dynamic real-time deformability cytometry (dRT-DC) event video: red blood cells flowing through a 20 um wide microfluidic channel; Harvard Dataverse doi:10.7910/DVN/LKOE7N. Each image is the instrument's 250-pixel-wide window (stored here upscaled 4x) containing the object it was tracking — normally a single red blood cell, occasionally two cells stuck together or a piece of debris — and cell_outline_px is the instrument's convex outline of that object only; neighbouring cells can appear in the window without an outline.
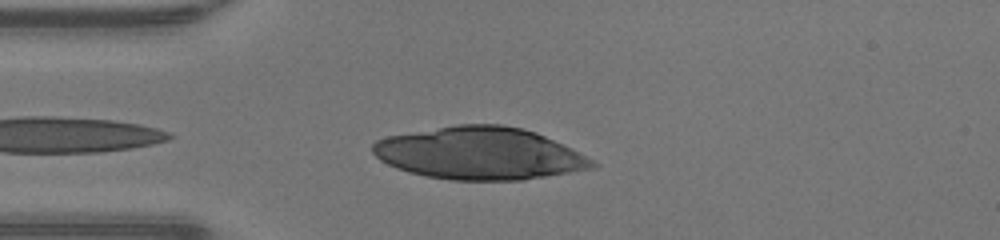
{"species": "human", "species_latin": "Homo sapiens", "temperature_condition": "warm", "stored_images_in_passage": 33, "camera_frame_rate_fps": 3000, "um_per_image_px": 0.085, "donor": {"sex": "male"}, "frame": {"image": 1, "passage_image": 2, "time_ms": 0.333, "image_size_px": [1000, 240], "cell_outline_px": [[600, 164], [596, 168], [524, 180], [448, 180], [408, 172], [396, 168], [380, 160], [372, 152], [372, 144], [376, 140], [388, 136], [456, 124], [504, 124], [536, 132], [572, 148]], "centroid_in_image_um": [40.79, 13.04], "position_along_channel_um": 44.2, "area_um2": 67.22}}